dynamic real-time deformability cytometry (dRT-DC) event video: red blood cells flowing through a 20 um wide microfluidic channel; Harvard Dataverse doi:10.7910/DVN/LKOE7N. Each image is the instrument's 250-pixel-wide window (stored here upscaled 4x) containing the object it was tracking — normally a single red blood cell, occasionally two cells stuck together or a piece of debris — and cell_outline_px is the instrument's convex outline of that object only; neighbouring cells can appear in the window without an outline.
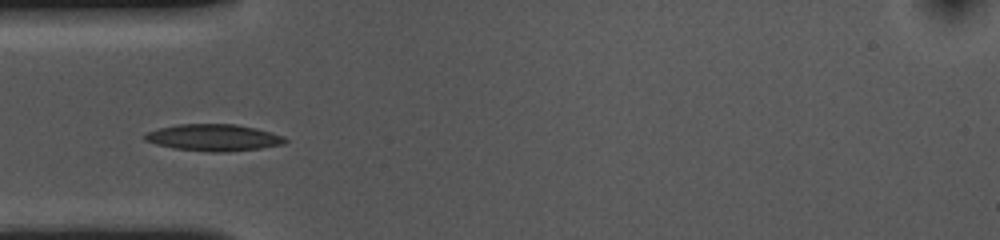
{"species": "common noctule bat (a hibernating species)", "species_latin": "Nyctalus noctula", "temperature_condition": "cold", "stored_images_in_passage": 35, "camera_frame_rate_fps": 3000, "um_per_image_px": 0.085, "animal": {"sex": "female", "body_mass_g": 10.0, "forearm_length_mm": 53.1}, "frame": {"image": 1, "passage_image": 3, "time_ms": 0.667, "image_size_px": [1000, 240], "cell_outline_px": [[288, 140], [284, 144], [260, 148], [228, 152], [212, 152], [176, 148], [156, 144], [144, 140], [144, 136], [148, 132], [160, 128], [176, 124], [236, 124], [256, 128], [272, 132], [284, 136]], "centroid_in_image_um": [18.2, 11.69], "position_along_channel_um": 66.8, "area_um2": 21.79}}
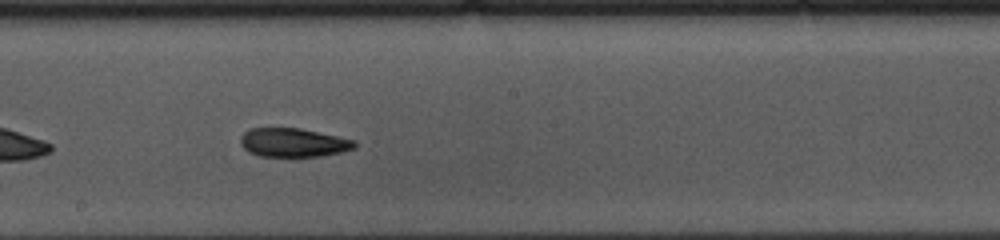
{"frame": {"image": 2, "passage_image": 16, "time_ms": 5.0, "image_size_px": [1000, 240], "cell_outline_px": [[356, 148], [340, 152], [320, 156], [260, 156], [248, 152], [240, 144], [240, 136], [248, 128], [300, 128], [356, 140]], "centroid_in_image_um": [24.91, 12.11], "position_along_channel_um": 223.3, "area_um2": 19.19}}
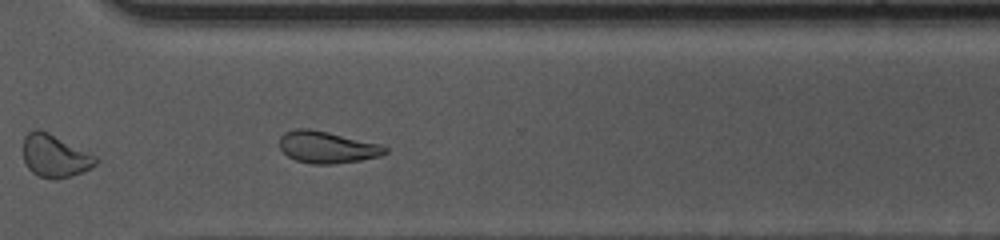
{"frame": {"image": 3, "passage_image": 26, "time_ms": 8.333, "image_size_px": [1000, 240], "cell_outline_px": [[388, 152], [380, 156], [360, 160], [332, 164], [312, 164], [296, 160], [288, 156], [280, 148], [280, 136], [284, 132], [296, 128], [308, 128], [328, 132], [384, 144], [388, 148]], "centroid_in_image_um": [27.84, 12.5], "position_along_channel_um": 342.8, "area_um2": 19.77}, "authors_computed_cell_mechanics": {"area_um2": 20.1144, "velocity_mm_per_s": 3.5946, "shape_relaxation_time_tau1_ms": 5.2271, "shape_relaxation_time_tau2_ms": 4.5058, "deformation_change_tau1": 0.1486, "deformation_change_tau2": 0.1162}}